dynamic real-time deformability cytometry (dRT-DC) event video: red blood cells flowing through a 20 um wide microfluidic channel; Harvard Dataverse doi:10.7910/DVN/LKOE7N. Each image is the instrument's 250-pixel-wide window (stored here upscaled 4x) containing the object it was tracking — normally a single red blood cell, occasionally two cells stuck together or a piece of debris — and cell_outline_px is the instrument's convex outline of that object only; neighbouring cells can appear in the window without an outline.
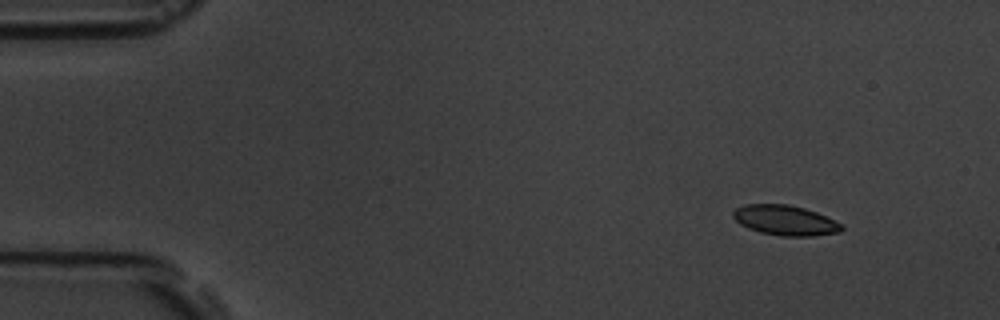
{"species": "common noctule bat (a hibernating species)", "species_latin": "Nyctalus noctula", "temperature_condition": "room temperature", "stored_images_in_passage": 5, "segment_of_instrument_passage": [1, 2], "camera_frame_rate_fps": 3000, "um_per_image_px": 0.085, "animal": {"sex": "male", "body_mass_g": 19.5, "forearm_length_mm": 54.6}, "frame": {"image": 1, "passage_image": 1, "time_ms": 0.0, "image_size_px": [1000, 320], "cell_outline_px": [[844, 228], [840, 232], [812, 236], [780, 236], [760, 232], [748, 228], [740, 224], [732, 216], [732, 212], [736, 208], [744, 204], [788, 204], [804, 208], [816, 212], [840, 224]], "centroid_in_image_um": [66.7, 18.72], "position_along_channel_um": 18.3, "area_um2": 18.9}}
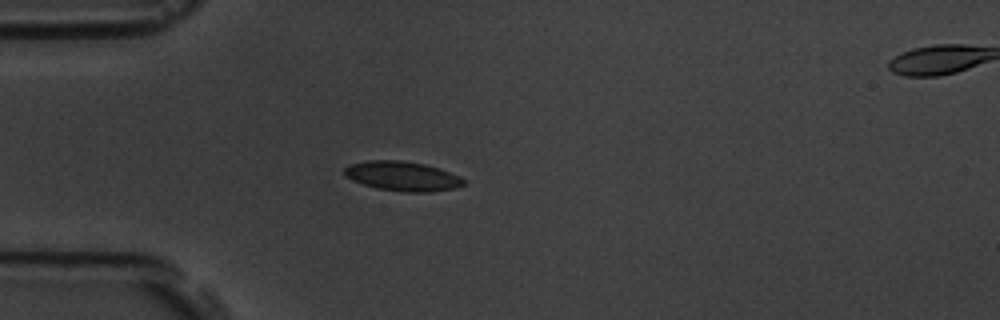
{"frame": {"image": 2, "passage_image": 4, "time_ms": 3.333, "image_size_px": [1000, 320], "cell_outline_px": [[464, 184], [456, 188], [428, 192], [404, 192], [376, 188], [352, 180], [344, 176], [344, 168], [348, 164], [368, 160], [400, 160], [424, 164], [440, 168], [460, 176], [464, 180]], "centroid_in_image_um": [34.19, 14.97], "position_along_channel_um": 50.8, "area_um2": 20.63}}